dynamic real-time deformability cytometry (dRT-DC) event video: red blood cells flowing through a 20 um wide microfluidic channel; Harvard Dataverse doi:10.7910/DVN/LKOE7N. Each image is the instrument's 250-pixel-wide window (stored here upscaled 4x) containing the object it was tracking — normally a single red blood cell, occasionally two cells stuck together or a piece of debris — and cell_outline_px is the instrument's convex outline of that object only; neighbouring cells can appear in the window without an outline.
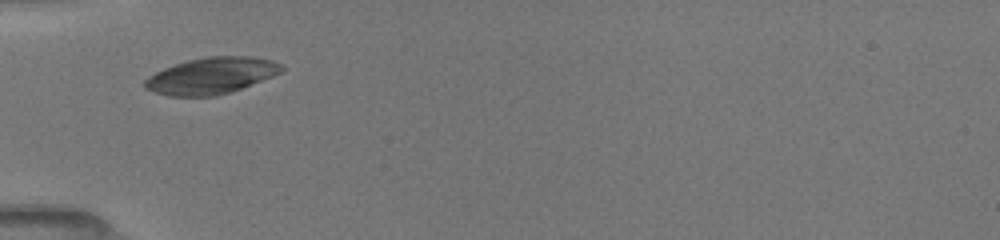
{"species": "common noctule bat (a hibernating species)", "species_latin": "Nyctalus noctula", "temperature_condition": "room temperature", "stored_images_in_passage": 3, "camera_frame_rate_fps": 3000, "um_per_image_px": 0.085, "animal": {"sex": "female", "body_mass_g": 19.5, "forearm_length_mm": 54.1}, "frame": {"image": 1, "passage_image": 1, "time_ms": 0.0, "image_size_px": [1000, 240], "cell_outline_px": [[284, 68], [280, 72], [272, 76], [232, 92], [216, 96], [168, 96], [144, 88], [144, 80], [148, 76], [164, 68], [188, 60], [208, 56], [252, 56], [272, 60], [284, 64]], "centroid_in_image_um": [17.98, 6.43], "position_along_channel_um": 67.0, "area_um2": 29.07}}
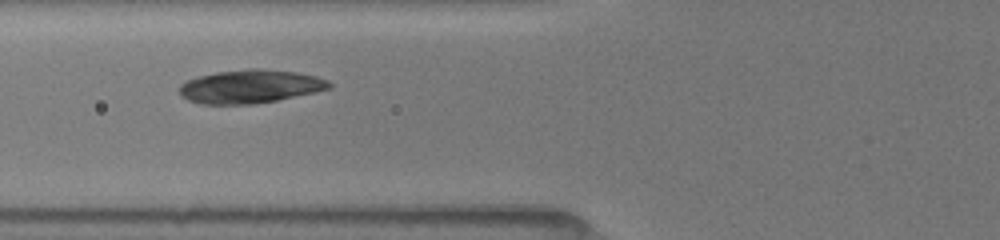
{"frame": {"image": 2, "passage_image": 2, "time_ms": 1.0, "image_size_px": [1000, 240], "cell_outline_px": [[332, 88], [316, 92], [276, 100], [252, 104], [200, 104], [188, 100], [180, 96], [180, 84], [188, 80], [200, 76], [216, 72], [252, 68], [260, 68], [296, 72], [316, 76], [328, 80], [332, 84]], "centroid_in_image_um": [21.28, 7.35], "position_along_channel_um": 104.5, "area_um2": 29.19}}